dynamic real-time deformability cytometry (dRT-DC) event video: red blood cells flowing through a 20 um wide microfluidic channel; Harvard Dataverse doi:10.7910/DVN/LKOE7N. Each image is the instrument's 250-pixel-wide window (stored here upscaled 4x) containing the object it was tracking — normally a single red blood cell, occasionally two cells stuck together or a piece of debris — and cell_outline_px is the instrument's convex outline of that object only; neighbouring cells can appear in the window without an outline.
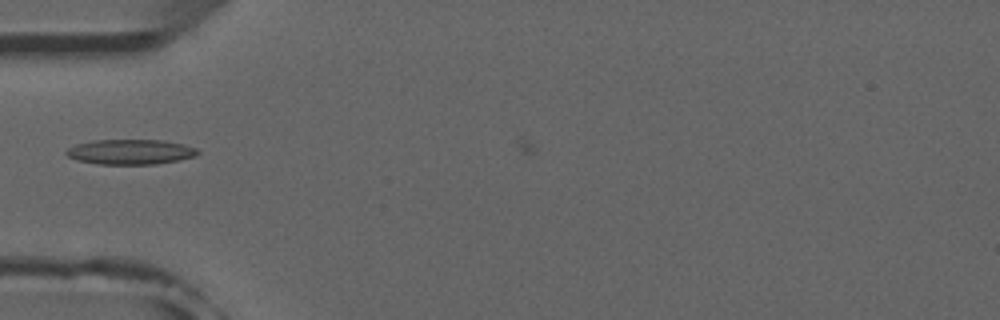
{"species": "common noctule bat (a hibernating species)", "species_latin": "Nyctalus noctula", "temperature_condition": "room temperature", "stored_images_in_passage": 5, "camera_frame_rate_fps": 3000, "um_per_image_px": 0.085, "animal": {"sex": "male", "forearm_length_mm": 52.5}, "frame": {"image": 1, "passage_image": 3, "time_ms": 0.667, "image_size_px": [1000, 320], "cell_outline_px": [[200, 152], [196, 156], [180, 160], [156, 164], [100, 164], [76, 160], [68, 156], [64, 152], [68, 148], [76, 144], [92, 140], [164, 140], [184, 144], [196, 148]], "centroid_in_image_um": [11.1, 12.91], "position_along_channel_um": 73.9, "area_um2": 19.31}}